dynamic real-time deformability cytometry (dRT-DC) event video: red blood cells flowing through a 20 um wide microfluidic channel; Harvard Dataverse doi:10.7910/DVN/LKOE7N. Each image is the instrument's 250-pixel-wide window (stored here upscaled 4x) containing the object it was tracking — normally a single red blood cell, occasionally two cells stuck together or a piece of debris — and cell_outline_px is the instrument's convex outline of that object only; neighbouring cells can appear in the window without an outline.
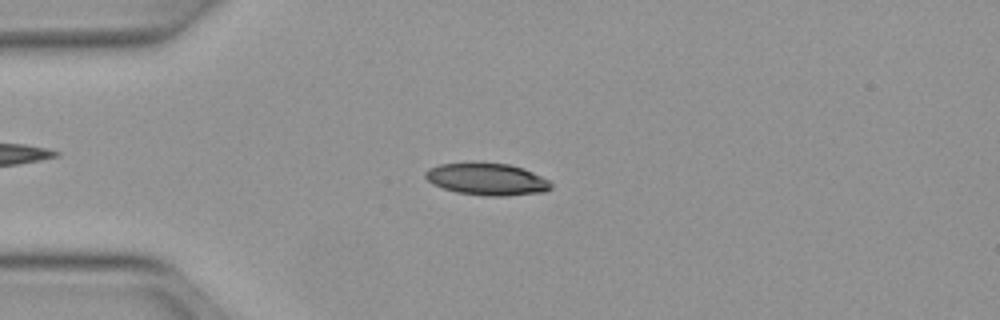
{"species": "Egyptian fruit bat (a non-hibernating species)", "species_latin": "Rousettus aegyptiacus", "temperature_condition": "warm", "stored_images_in_passage": 50, "camera_frame_rate_fps": 3000, "um_per_image_px": 0.085, "animal": {"sex": "female"}, "frame": {"image": 1, "passage_image": 12, "time_ms": 3.667, "image_size_px": [1000, 320], "cell_outline_px": [[552, 188], [544, 192], [504, 196], [488, 196], [456, 192], [432, 184], [424, 176], [424, 172], [428, 168], [440, 164], [472, 160], [480, 160], [508, 164], [524, 168], [548, 180], [552, 184]], "centroid_in_image_um": [41.35, 15.19], "position_along_channel_um": 43.7, "area_um2": 24.16}}
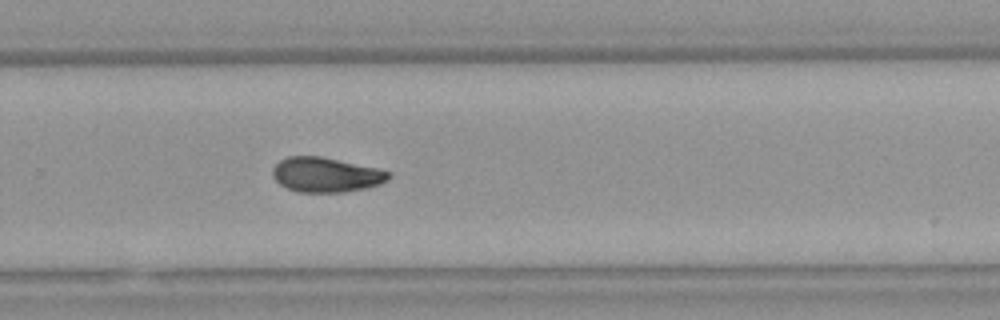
{"frame": {"image": 2, "passage_image": 33, "time_ms": 10.667, "image_size_px": [1000, 320], "cell_outline_px": [[392, 176], [388, 180], [380, 184], [364, 188], [344, 192], [296, 192], [280, 184], [272, 176], [272, 168], [280, 160], [288, 156], [320, 156], [376, 168], [392, 172]], "centroid_in_image_um": [27.7, 14.85], "position_along_channel_um": 302.1, "area_um2": 23.47}}
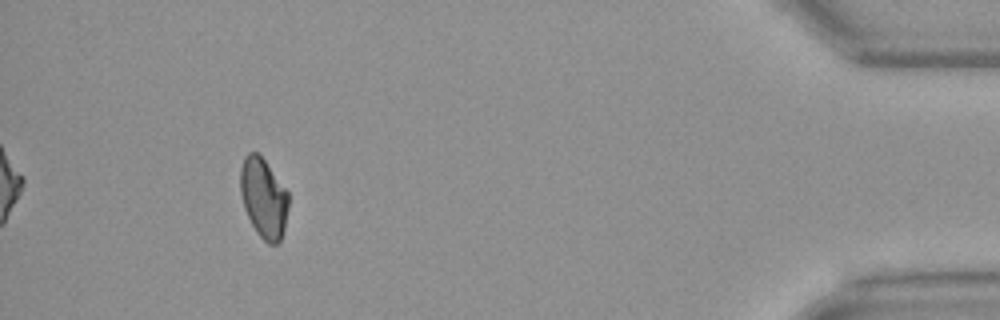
{"frame": {"image": 3, "passage_image": 46, "time_ms": 15.0, "image_size_px": [1000, 320], "cell_outline_px": [[288, 208], [284, 232], [280, 240], [276, 244], [268, 244], [256, 232], [244, 208], [240, 192], [240, 168], [244, 156], [248, 152], [256, 152], [264, 160], [288, 192]], "centroid_in_image_um": [22.39, 16.84], "position_along_channel_um": 412.8, "area_um2": 22.31}, "authors_computed_cell_mechanics": {"area_um2": 23.3223, "velocity_mm_per_s": 4.0244, "shape_relaxation_time_tau1_ms": 7.0276, "shape_relaxation_time_tau2_ms": 10.9838, "deformation_change_tau1": 0.1572, "deformation_change_tau2": 0.1866}}